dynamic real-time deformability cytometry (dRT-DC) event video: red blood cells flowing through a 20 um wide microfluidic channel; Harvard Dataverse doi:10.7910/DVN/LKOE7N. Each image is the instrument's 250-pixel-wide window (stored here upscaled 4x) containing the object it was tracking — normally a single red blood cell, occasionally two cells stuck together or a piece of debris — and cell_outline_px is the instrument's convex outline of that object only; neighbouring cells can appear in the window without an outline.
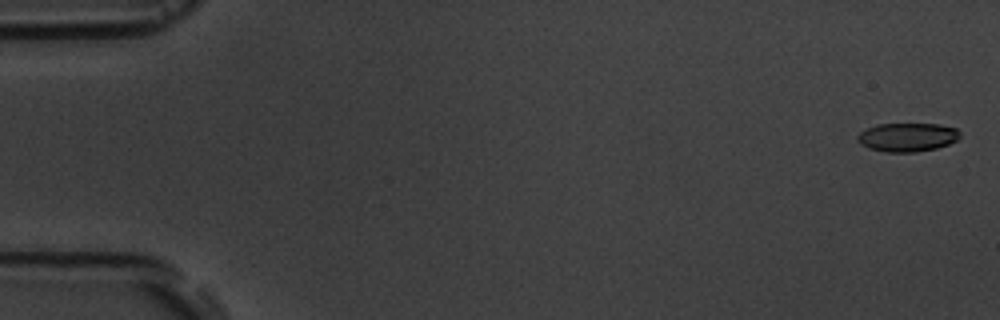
{"species": "common noctule bat (a hibernating species)", "species_latin": "Nyctalus noctula", "temperature_condition": "room temperature", "stored_images_in_passage": 7, "camera_frame_rate_fps": 3000, "um_per_image_px": 0.085, "animal": {"sex": "male", "body_mass_g": 19.5, "forearm_length_mm": 54.6}, "frame": {"image": 1, "passage_image": 1, "time_ms": 0.0, "image_size_px": [1000, 320], "cell_outline_px": [[960, 136], [956, 140], [948, 144], [936, 148], [916, 152], [888, 152], [868, 148], [860, 144], [856, 140], [856, 136], [860, 132], [876, 124], [940, 124], [956, 128], [960, 132]], "centroid_in_image_um": [77.11, 11.66], "position_along_channel_um": 7.9, "area_um2": 17.17}}
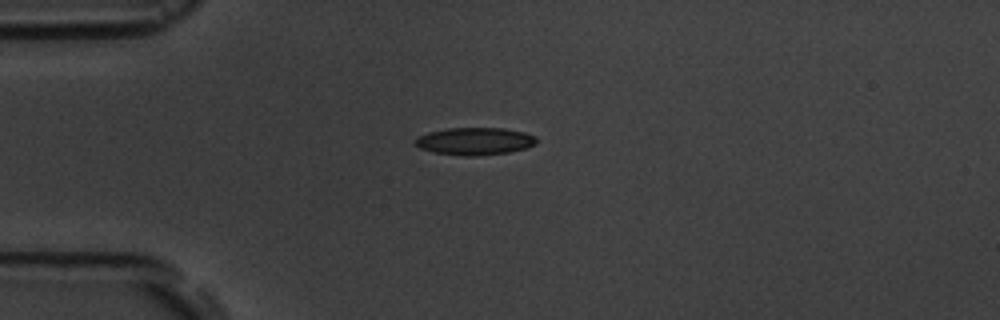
{"frame": {"image": 2, "passage_image": 5, "time_ms": 4.333, "image_size_px": [1000, 320], "cell_outline_px": [[536, 144], [524, 148], [508, 152], [476, 156], [464, 156], [432, 152], [420, 148], [412, 140], [416, 136], [428, 132], [448, 128], [504, 128], [524, 132], [536, 136]], "centroid_in_image_um": [40.31, 12.0], "position_along_channel_um": 44.7, "area_um2": 19.48}}
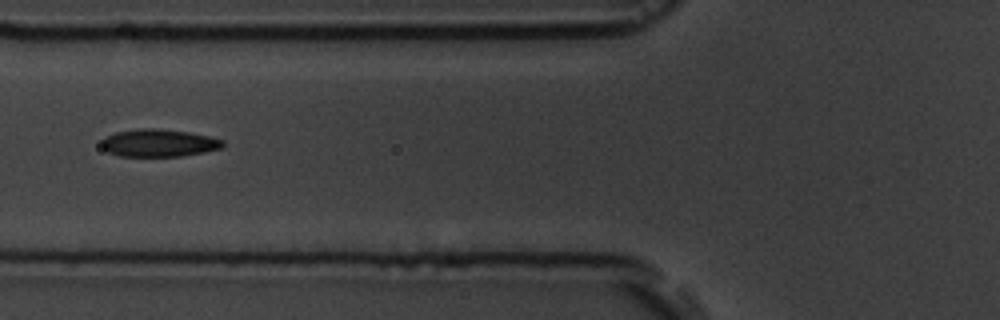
{"frame": {"image": 3, "passage_image": 7, "time_ms": 6.667, "image_size_px": [1000, 320], "cell_outline_px": [[224, 144], [220, 148], [204, 152], [180, 156], [120, 156], [108, 152], [100, 144], [104, 136], [116, 132], [140, 128], [152, 128], [188, 132], [208, 136], [224, 140]], "centroid_in_image_um": [13.46, 12.15], "position_along_channel_um": 112.3, "area_um2": 19.36}}